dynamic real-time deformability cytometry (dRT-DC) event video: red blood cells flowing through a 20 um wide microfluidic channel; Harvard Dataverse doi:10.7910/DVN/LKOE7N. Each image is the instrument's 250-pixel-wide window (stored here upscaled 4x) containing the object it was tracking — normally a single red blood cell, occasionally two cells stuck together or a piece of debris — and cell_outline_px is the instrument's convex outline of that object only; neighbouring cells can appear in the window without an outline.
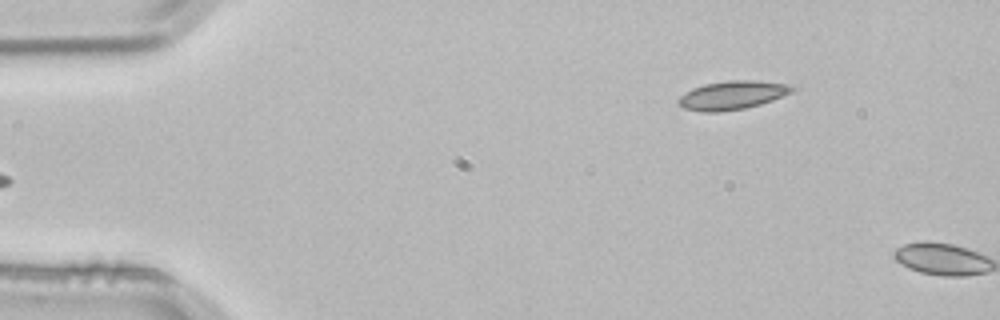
{"species": "common noctule bat (a hibernating species)", "species_latin": "Nyctalus noctula", "temperature_condition": "room temperature", "stored_images_in_passage": 3, "segment_of_instrument_passage": [2, 2], "camera_frame_rate_fps": 3000, "um_per_image_px": 0.085, "animal": {"sex": "male", "body_mass_g": 21.5, "forearm_length_mm": 52.0}, "frame": {"image": 1, "passage_image": 3, "time_ms": 0.667, "image_size_px": [1000, 320], "cell_outline_px": [[796, 88], [792, 92], [772, 100], [760, 104], [744, 108], [720, 112], [704, 112], [684, 108], [676, 100], [684, 92], [692, 88], [704, 84], [728, 80], [756, 80], [792, 84]], "centroid_in_image_um": [62.25, 8.07], "position_along_channel_um": 22.7, "area_um2": 19.07}}